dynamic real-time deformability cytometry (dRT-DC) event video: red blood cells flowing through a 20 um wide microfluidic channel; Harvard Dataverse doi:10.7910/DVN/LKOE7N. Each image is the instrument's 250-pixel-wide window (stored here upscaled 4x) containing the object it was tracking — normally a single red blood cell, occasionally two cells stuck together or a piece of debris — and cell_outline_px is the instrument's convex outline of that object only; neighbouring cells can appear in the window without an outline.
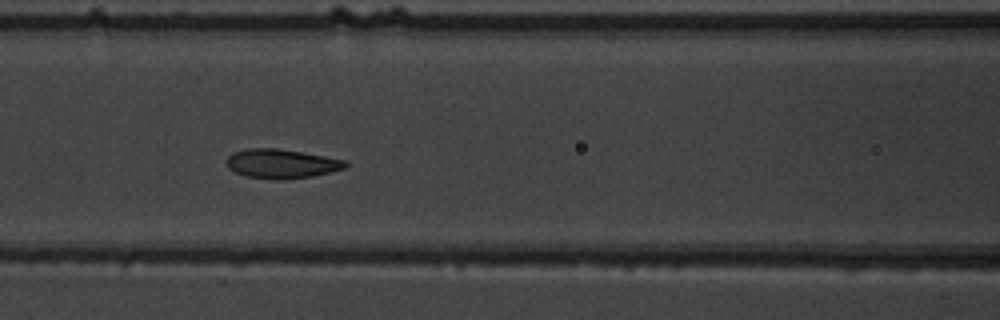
{"species": "common noctule bat (a hibernating species)", "species_latin": "Nyctalus noctula", "temperature_condition": "warm", "stored_images_in_passage": 7, "camera_frame_rate_fps": 3000, "um_per_image_px": 0.085, "animal": {"sex": "male", "body_mass_g": 19.5, "forearm_length_mm": 54.6}, "frame": {"image": 1, "passage_image": 6, "time_ms": 6.0, "image_size_px": [1000, 320], "cell_outline_px": [[348, 168], [312, 176], [284, 180], [276, 180], [248, 176], [236, 172], [228, 168], [224, 160], [232, 152], [248, 148], [276, 148], [348, 160]], "centroid_in_image_um": [23.93, 13.91], "position_along_channel_um": 142.7, "area_um2": 20.4}}
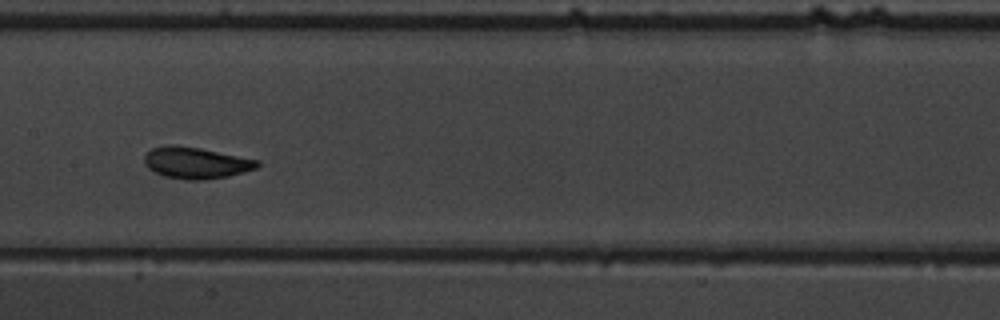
{"frame": {"image": 2, "passage_image": 7, "time_ms": 7.333, "image_size_px": [1000, 320], "cell_outline_px": [[260, 164], [256, 168], [244, 172], [228, 176], [204, 180], [188, 180], [164, 176], [148, 168], [144, 164], [144, 156], [152, 148], [168, 144], [176, 144], [200, 148], [260, 160]], "centroid_in_image_um": [16.65, 13.83], "position_along_channel_um": 190.7, "area_um2": 20.81}}